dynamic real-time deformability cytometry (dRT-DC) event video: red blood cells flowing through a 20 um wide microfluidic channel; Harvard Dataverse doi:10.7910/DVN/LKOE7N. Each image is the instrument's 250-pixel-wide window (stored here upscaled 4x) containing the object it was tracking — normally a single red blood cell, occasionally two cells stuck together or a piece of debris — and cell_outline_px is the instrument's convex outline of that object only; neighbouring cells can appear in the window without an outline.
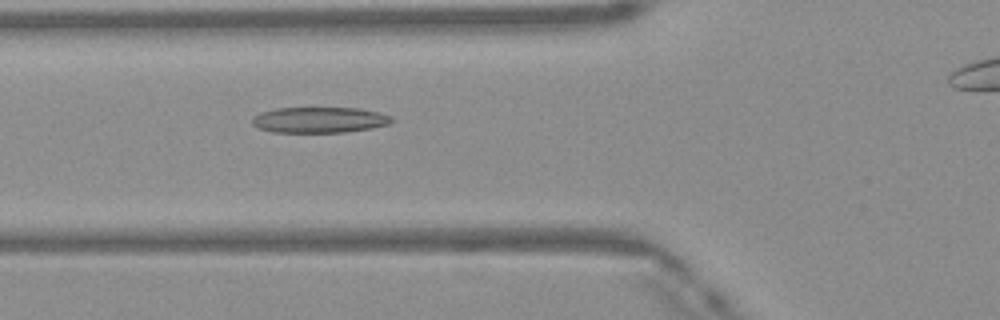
{"species": "Egyptian fruit bat (a non-hibernating species)", "species_latin": "Rousettus aegyptiacus", "temperature_condition": "warm", "stored_images_in_passage": 37, "camera_frame_rate_fps": 3000, "um_per_image_px": 0.085, "frame": {"image": 1, "passage_image": 11, "time_ms": 3.333, "image_size_px": [1000, 320], "cell_outline_px": [[392, 120], [388, 124], [372, 128], [344, 132], [272, 132], [256, 128], [252, 124], [252, 116], [260, 112], [276, 108], [360, 108], [380, 112], [392, 116]], "centroid_in_image_um": [27.11, 10.19], "position_along_channel_um": 98.7, "area_um2": 21.1}}
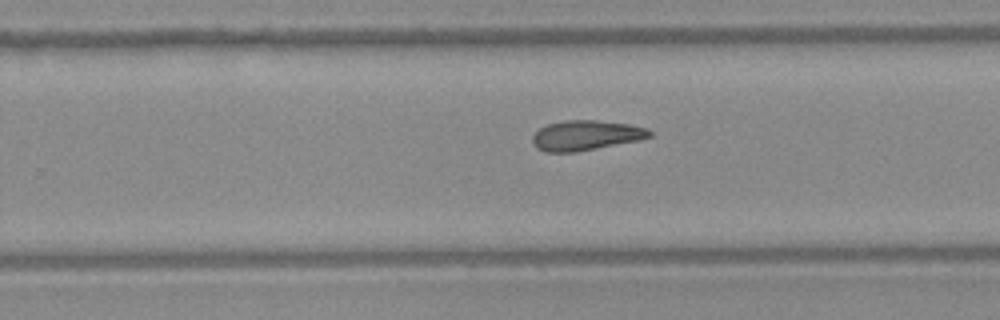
{"frame": {"image": 2, "passage_image": 24, "time_ms": 7.667, "image_size_px": [1000, 320], "cell_outline_px": [[652, 136], [640, 140], [576, 152], [544, 152], [536, 148], [532, 144], [532, 136], [540, 128], [548, 124], [564, 120], [596, 120], [628, 124], [648, 128], [652, 132]], "centroid_in_image_um": [49.79, 11.51], "position_along_channel_um": 280.0, "area_um2": 20.58}}
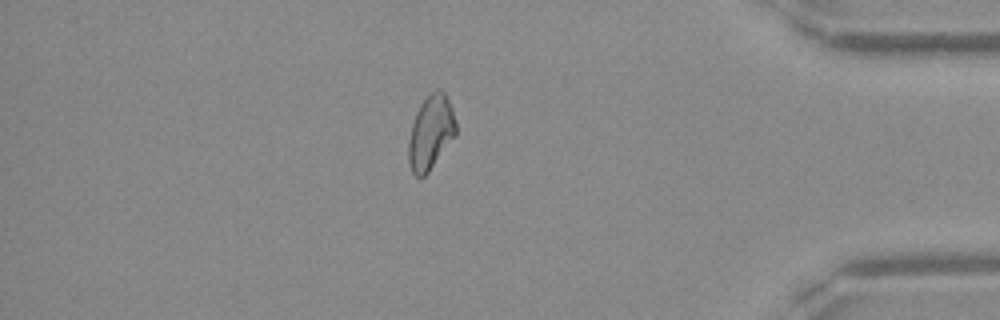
{"frame": {"image": 3, "passage_image": 35, "time_ms": 11.333, "image_size_px": [1000, 320], "cell_outline_px": [[456, 136], [428, 172], [420, 180], [412, 172], [408, 164], [408, 140], [412, 124], [416, 112], [420, 104], [436, 88], [440, 88], [444, 92], [452, 108], [456, 124]], "centroid_in_image_um": [36.6, 11.28], "position_along_channel_um": 398.6, "area_um2": 20.63}, "authors_computed_cell_mechanics": {"area_um2": 20.6346, "velocity_mm_per_s": 4.1779, "shape_relaxation_time_tau1_ms": null, "shape_relaxation_time_tau2_ms": 6.2528, "deformation_change_tau1": null, "deformation_change_tau2": 0.1568}}